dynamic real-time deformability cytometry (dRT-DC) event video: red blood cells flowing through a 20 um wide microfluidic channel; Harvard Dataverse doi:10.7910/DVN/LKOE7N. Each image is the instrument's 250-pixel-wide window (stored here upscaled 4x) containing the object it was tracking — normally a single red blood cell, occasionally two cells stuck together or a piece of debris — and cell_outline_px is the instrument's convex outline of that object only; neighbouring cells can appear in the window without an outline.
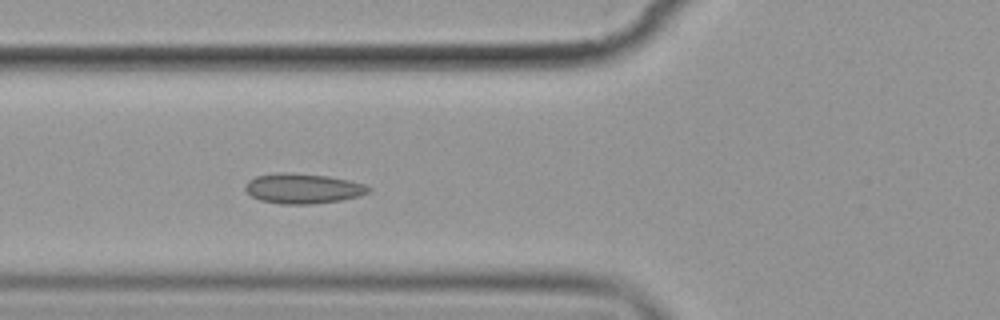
{"species": "common noctule bat (a hibernating species)", "species_latin": "Nyctalus noctula", "temperature_condition": "cold", "stored_images_in_passage": 6, "camera_frame_rate_fps": 3000, "um_per_image_px": 0.085, "animal": {"sex": "female", "body_mass_g": 19.9}, "frame": {"image": 1, "passage_image": 6, "time_ms": 6.667, "image_size_px": [1000, 320], "cell_outline_px": [[372, 188], [368, 192], [360, 196], [340, 200], [312, 204], [280, 204], [260, 200], [252, 196], [244, 188], [244, 184], [248, 180], [256, 176], [280, 172], [288, 172], [328, 176], [348, 180], [364, 184]], "centroid_in_image_um": [25.73, 16.02], "position_along_channel_um": 100.1, "area_um2": 21.62}}